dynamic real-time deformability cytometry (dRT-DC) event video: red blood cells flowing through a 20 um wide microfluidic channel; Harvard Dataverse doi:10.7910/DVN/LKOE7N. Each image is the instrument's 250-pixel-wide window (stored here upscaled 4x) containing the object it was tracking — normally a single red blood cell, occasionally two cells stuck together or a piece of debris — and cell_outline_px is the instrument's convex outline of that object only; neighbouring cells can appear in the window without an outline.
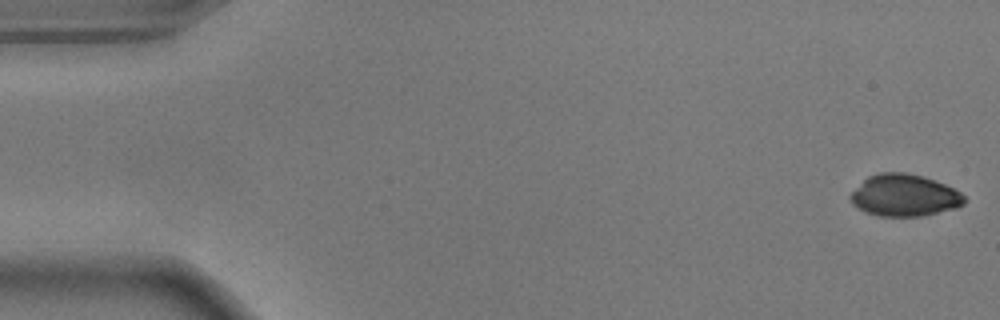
{"species": "common noctule bat (a hibernating species)", "species_latin": "Nyctalus noctula", "temperature_condition": "warm", "stored_images_in_passage": 55, "camera_frame_rate_fps": 3000, "um_per_image_px": 0.085, "animal": {"sex": "male", "body_mass_g": 17.9}, "frame": {"image": 1, "passage_image": 1, "time_ms": 0.0, "image_size_px": [1000, 320], "cell_outline_px": [[964, 204], [956, 208], [924, 216], [880, 216], [856, 208], [852, 204], [848, 196], [868, 176], [880, 172], [904, 172], [924, 176], [944, 184], [960, 192], [964, 196]], "centroid_in_image_um": [76.86, 16.61], "position_along_channel_um": 8.1, "area_um2": 27.8}}
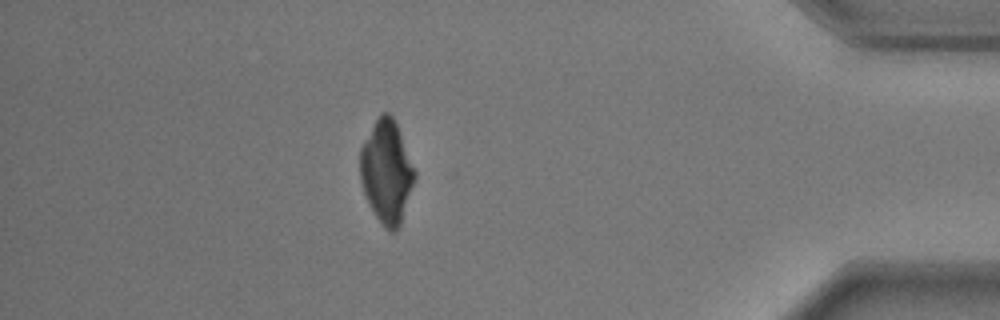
{"frame": {"image": 2, "passage_image": 48, "time_ms": 15.667, "image_size_px": [1000, 320], "cell_outline_px": [[416, 176], [400, 228], [396, 232], [388, 232], [380, 224], [368, 204], [360, 184], [360, 148], [364, 140], [380, 112], [388, 112], [392, 116], [396, 124], [416, 172]], "centroid_in_image_um": [32.85, 14.66], "position_along_channel_um": 402.4, "area_um2": 33.0}}